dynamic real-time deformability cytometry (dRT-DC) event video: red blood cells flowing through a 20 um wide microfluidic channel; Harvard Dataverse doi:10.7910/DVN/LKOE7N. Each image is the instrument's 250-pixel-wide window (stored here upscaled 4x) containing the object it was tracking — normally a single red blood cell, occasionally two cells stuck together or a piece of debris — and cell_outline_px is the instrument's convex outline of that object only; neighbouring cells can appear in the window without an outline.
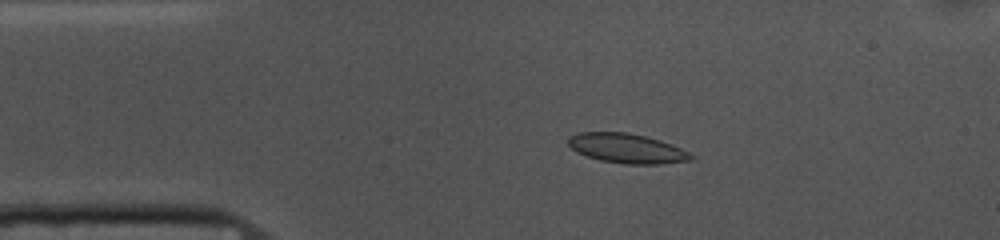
{"species": "common noctule bat (a hibernating species)", "species_latin": "Nyctalus noctula", "temperature_condition": "cold", "stored_images_in_passage": 52, "camera_frame_rate_fps": 3000, "um_per_image_px": 0.085, "animal": {"sex": "female", "body_mass_g": 10.0, "forearm_length_mm": 53.1}, "frame": {"image": 1, "passage_image": 9, "time_ms": 2.667, "image_size_px": [1000, 240], "cell_outline_px": [[696, 156], [692, 160], [660, 164], [624, 164], [600, 160], [576, 152], [568, 144], [568, 136], [580, 132], [628, 132], [660, 140], [672, 144]], "centroid_in_image_um": [53.29, 12.61], "position_along_channel_um": 31.7, "area_um2": 21.21}}
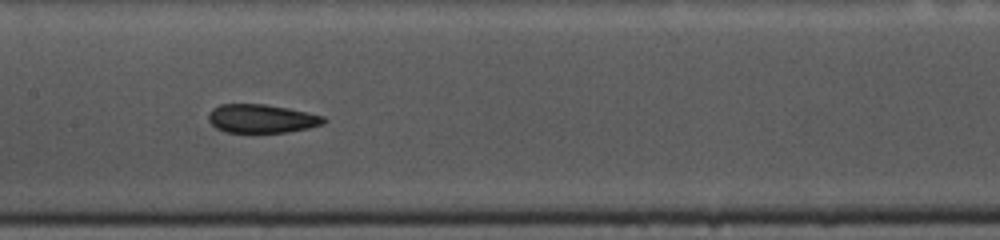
{"frame": {"image": 2, "passage_image": 24, "time_ms": 7.667, "image_size_px": [1000, 240], "cell_outline_px": [[328, 120], [324, 124], [308, 128], [288, 132], [224, 132], [216, 128], [208, 120], [208, 116], [212, 108], [220, 104], [264, 104], [288, 108], [324, 116]], "centroid_in_image_um": [22.24, 10.08], "position_along_channel_um": 185.2, "area_um2": 19.25}}
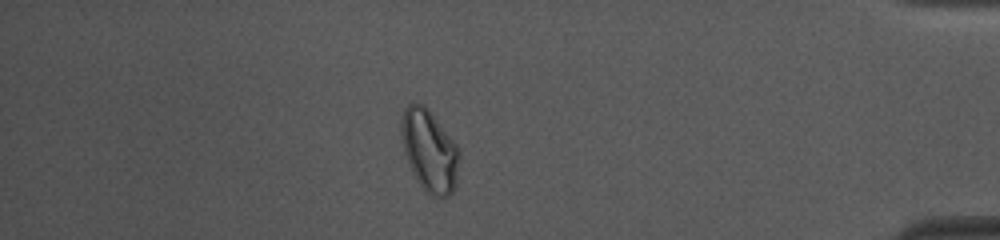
{"frame": {"image": 3, "passage_image": 45, "time_ms": 14.667, "image_size_px": [1000, 240], "cell_outline_px": [[460, 156], [456, 184], [452, 192], [448, 196], [428, 196], [424, 192], [416, 180], [408, 164], [404, 152], [400, 136], [400, 120], [404, 108], [408, 104], [424, 104], [428, 108], [460, 148]], "centroid_in_image_um": [36.49, 12.82], "position_along_channel_um": 398.7, "area_um2": 28.26}, "authors_computed_cell_mechanics": {"area_um2": 20.4901, "velocity_mm_per_s": 3.6934, "shape_relaxation_time_tau1_ms": null, "shape_relaxation_time_tau2_ms": 2.9543, "deformation_change_tau1": null, "deformation_change_tau2": 0.054}}